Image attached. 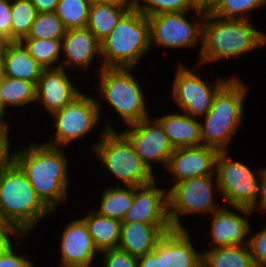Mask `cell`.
<instances>
[{
	"label": "cell",
	"instance_id": "48",
	"mask_svg": "<svg viewBox=\"0 0 266 267\" xmlns=\"http://www.w3.org/2000/svg\"><path fill=\"white\" fill-rule=\"evenodd\" d=\"M0 91H1V81H0ZM5 110H6V108L3 105L2 96H1V92H0V116L2 118L4 117Z\"/></svg>",
	"mask_w": 266,
	"mask_h": 267
},
{
	"label": "cell",
	"instance_id": "31",
	"mask_svg": "<svg viewBox=\"0 0 266 267\" xmlns=\"http://www.w3.org/2000/svg\"><path fill=\"white\" fill-rule=\"evenodd\" d=\"M20 42L43 69H54L52 64L60 59L61 39H22Z\"/></svg>",
	"mask_w": 266,
	"mask_h": 267
},
{
	"label": "cell",
	"instance_id": "18",
	"mask_svg": "<svg viewBox=\"0 0 266 267\" xmlns=\"http://www.w3.org/2000/svg\"><path fill=\"white\" fill-rule=\"evenodd\" d=\"M61 51L65 54V61L55 68L66 69L64 66L74 64L85 70L96 55L101 56V42L87 27L70 29L61 39Z\"/></svg>",
	"mask_w": 266,
	"mask_h": 267
},
{
	"label": "cell",
	"instance_id": "13",
	"mask_svg": "<svg viewBox=\"0 0 266 267\" xmlns=\"http://www.w3.org/2000/svg\"><path fill=\"white\" fill-rule=\"evenodd\" d=\"M127 126L129 129L122 131V134L130 141L135 152L146 166L153 171L151 164L158 161L167 167L174 147L156 118L150 120L148 117Z\"/></svg>",
	"mask_w": 266,
	"mask_h": 267
},
{
	"label": "cell",
	"instance_id": "17",
	"mask_svg": "<svg viewBox=\"0 0 266 267\" xmlns=\"http://www.w3.org/2000/svg\"><path fill=\"white\" fill-rule=\"evenodd\" d=\"M63 68L44 69L36 84V101L50 114L62 109L81 91L72 84Z\"/></svg>",
	"mask_w": 266,
	"mask_h": 267
},
{
	"label": "cell",
	"instance_id": "22",
	"mask_svg": "<svg viewBox=\"0 0 266 267\" xmlns=\"http://www.w3.org/2000/svg\"><path fill=\"white\" fill-rule=\"evenodd\" d=\"M2 59L6 77L27 80L35 85L44 70L20 41L9 42Z\"/></svg>",
	"mask_w": 266,
	"mask_h": 267
},
{
	"label": "cell",
	"instance_id": "23",
	"mask_svg": "<svg viewBox=\"0 0 266 267\" xmlns=\"http://www.w3.org/2000/svg\"><path fill=\"white\" fill-rule=\"evenodd\" d=\"M174 148L202 145L200 123L187 114L172 113L156 119Z\"/></svg>",
	"mask_w": 266,
	"mask_h": 267
},
{
	"label": "cell",
	"instance_id": "34",
	"mask_svg": "<svg viewBox=\"0 0 266 267\" xmlns=\"http://www.w3.org/2000/svg\"><path fill=\"white\" fill-rule=\"evenodd\" d=\"M263 5H266V0H222L212 14L223 19L249 20L248 16H245Z\"/></svg>",
	"mask_w": 266,
	"mask_h": 267
},
{
	"label": "cell",
	"instance_id": "50",
	"mask_svg": "<svg viewBox=\"0 0 266 267\" xmlns=\"http://www.w3.org/2000/svg\"><path fill=\"white\" fill-rule=\"evenodd\" d=\"M6 241L0 236V248L3 246V244L5 243Z\"/></svg>",
	"mask_w": 266,
	"mask_h": 267
},
{
	"label": "cell",
	"instance_id": "4",
	"mask_svg": "<svg viewBox=\"0 0 266 267\" xmlns=\"http://www.w3.org/2000/svg\"><path fill=\"white\" fill-rule=\"evenodd\" d=\"M247 88L237 77L229 80L217 91L212 107L200 123L201 140L205 146L228 151L227 144L242 122Z\"/></svg>",
	"mask_w": 266,
	"mask_h": 267
},
{
	"label": "cell",
	"instance_id": "2",
	"mask_svg": "<svg viewBox=\"0 0 266 267\" xmlns=\"http://www.w3.org/2000/svg\"><path fill=\"white\" fill-rule=\"evenodd\" d=\"M263 45H266V33L252 27L250 20L205 14L198 64L238 57Z\"/></svg>",
	"mask_w": 266,
	"mask_h": 267
},
{
	"label": "cell",
	"instance_id": "36",
	"mask_svg": "<svg viewBox=\"0 0 266 267\" xmlns=\"http://www.w3.org/2000/svg\"><path fill=\"white\" fill-rule=\"evenodd\" d=\"M248 247L255 267L266 266V226L248 237Z\"/></svg>",
	"mask_w": 266,
	"mask_h": 267
},
{
	"label": "cell",
	"instance_id": "5",
	"mask_svg": "<svg viewBox=\"0 0 266 267\" xmlns=\"http://www.w3.org/2000/svg\"><path fill=\"white\" fill-rule=\"evenodd\" d=\"M148 17L133 9L128 10L111 33L101 41L100 70L103 67L134 68L149 48Z\"/></svg>",
	"mask_w": 266,
	"mask_h": 267
},
{
	"label": "cell",
	"instance_id": "37",
	"mask_svg": "<svg viewBox=\"0 0 266 267\" xmlns=\"http://www.w3.org/2000/svg\"><path fill=\"white\" fill-rule=\"evenodd\" d=\"M12 242H5L0 248V267H34L31 260L14 252Z\"/></svg>",
	"mask_w": 266,
	"mask_h": 267
},
{
	"label": "cell",
	"instance_id": "21",
	"mask_svg": "<svg viewBox=\"0 0 266 267\" xmlns=\"http://www.w3.org/2000/svg\"><path fill=\"white\" fill-rule=\"evenodd\" d=\"M211 237L213 247L248 244L247 235L251 232L248 220L223 206L213 212Z\"/></svg>",
	"mask_w": 266,
	"mask_h": 267
},
{
	"label": "cell",
	"instance_id": "14",
	"mask_svg": "<svg viewBox=\"0 0 266 267\" xmlns=\"http://www.w3.org/2000/svg\"><path fill=\"white\" fill-rule=\"evenodd\" d=\"M218 150L205 146L174 148L167 168L172 173L174 183L195 177L215 175Z\"/></svg>",
	"mask_w": 266,
	"mask_h": 267
},
{
	"label": "cell",
	"instance_id": "40",
	"mask_svg": "<svg viewBox=\"0 0 266 267\" xmlns=\"http://www.w3.org/2000/svg\"><path fill=\"white\" fill-rule=\"evenodd\" d=\"M221 3L222 0H192L194 12H201L204 14L213 13Z\"/></svg>",
	"mask_w": 266,
	"mask_h": 267
},
{
	"label": "cell",
	"instance_id": "7",
	"mask_svg": "<svg viewBox=\"0 0 266 267\" xmlns=\"http://www.w3.org/2000/svg\"><path fill=\"white\" fill-rule=\"evenodd\" d=\"M111 126H105L102 140L93 147L106 169L119 179L123 186L136 187L156 180L154 171L140 159L130 141L122 133H116Z\"/></svg>",
	"mask_w": 266,
	"mask_h": 267
},
{
	"label": "cell",
	"instance_id": "45",
	"mask_svg": "<svg viewBox=\"0 0 266 267\" xmlns=\"http://www.w3.org/2000/svg\"><path fill=\"white\" fill-rule=\"evenodd\" d=\"M257 210L266 211V169L264 168V172L262 175V187H261V199L260 203L257 206Z\"/></svg>",
	"mask_w": 266,
	"mask_h": 267
},
{
	"label": "cell",
	"instance_id": "9",
	"mask_svg": "<svg viewBox=\"0 0 266 267\" xmlns=\"http://www.w3.org/2000/svg\"><path fill=\"white\" fill-rule=\"evenodd\" d=\"M214 180L216 185L213 184ZM214 186L218 189L216 175L195 177L174 183L167 192L168 219L173 229H188L181 224L180 214L212 213L222 208L214 203Z\"/></svg>",
	"mask_w": 266,
	"mask_h": 267
},
{
	"label": "cell",
	"instance_id": "28",
	"mask_svg": "<svg viewBox=\"0 0 266 267\" xmlns=\"http://www.w3.org/2000/svg\"><path fill=\"white\" fill-rule=\"evenodd\" d=\"M1 96L4 107L24 106L36 102V85L33 82L4 77L1 80Z\"/></svg>",
	"mask_w": 266,
	"mask_h": 267
},
{
	"label": "cell",
	"instance_id": "25",
	"mask_svg": "<svg viewBox=\"0 0 266 267\" xmlns=\"http://www.w3.org/2000/svg\"><path fill=\"white\" fill-rule=\"evenodd\" d=\"M202 267H255L248 244L212 247L202 252Z\"/></svg>",
	"mask_w": 266,
	"mask_h": 267
},
{
	"label": "cell",
	"instance_id": "38",
	"mask_svg": "<svg viewBox=\"0 0 266 267\" xmlns=\"http://www.w3.org/2000/svg\"><path fill=\"white\" fill-rule=\"evenodd\" d=\"M0 33L11 42V0H0Z\"/></svg>",
	"mask_w": 266,
	"mask_h": 267
},
{
	"label": "cell",
	"instance_id": "19",
	"mask_svg": "<svg viewBox=\"0 0 266 267\" xmlns=\"http://www.w3.org/2000/svg\"><path fill=\"white\" fill-rule=\"evenodd\" d=\"M171 224L121 222L118 248L140 257L153 252L159 239L172 230Z\"/></svg>",
	"mask_w": 266,
	"mask_h": 267
},
{
	"label": "cell",
	"instance_id": "32",
	"mask_svg": "<svg viewBox=\"0 0 266 267\" xmlns=\"http://www.w3.org/2000/svg\"><path fill=\"white\" fill-rule=\"evenodd\" d=\"M66 29L55 12L37 13L27 37L23 39H62Z\"/></svg>",
	"mask_w": 266,
	"mask_h": 267
},
{
	"label": "cell",
	"instance_id": "26",
	"mask_svg": "<svg viewBox=\"0 0 266 267\" xmlns=\"http://www.w3.org/2000/svg\"><path fill=\"white\" fill-rule=\"evenodd\" d=\"M133 8L92 2L86 27L101 42L111 33L120 18Z\"/></svg>",
	"mask_w": 266,
	"mask_h": 267
},
{
	"label": "cell",
	"instance_id": "42",
	"mask_svg": "<svg viewBox=\"0 0 266 267\" xmlns=\"http://www.w3.org/2000/svg\"><path fill=\"white\" fill-rule=\"evenodd\" d=\"M8 137V135H0V171L12 161Z\"/></svg>",
	"mask_w": 266,
	"mask_h": 267
},
{
	"label": "cell",
	"instance_id": "12",
	"mask_svg": "<svg viewBox=\"0 0 266 267\" xmlns=\"http://www.w3.org/2000/svg\"><path fill=\"white\" fill-rule=\"evenodd\" d=\"M229 80L221 78L211 87L207 82L187 69L178 65L172 96L185 114L194 118H203L211 109L217 91Z\"/></svg>",
	"mask_w": 266,
	"mask_h": 267
},
{
	"label": "cell",
	"instance_id": "6",
	"mask_svg": "<svg viewBox=\"0 0 266 267\" xmlns=\"http://www.w3.org/2000/svg\"><path fill=\"white\" fill-rule=\"evenodd\" d=\"M227 153L219 151L216 157L215 175L218 192L224 202L244 215H250L256 211L260 203L264 169L258 171L259 177H257L255 175L257 173H254L249 166L231 160Z\"/></svg>",
	"mask_w": 266,
	"mask_h": 267
},
{
	"label": "cell",
	"instance_id": "15",
	"mask_svg": "<svg viewBox=\"0 0 266 267\" xmlns=\"http://www.w3.org/2000/svg\"><path fill=\"white\" fill-rule=\"evenodd\" d=\"M156 180L134 187V199L122 222L170 224L167 192L156 187Z\"/></svg>",
	"mask_w": 266,
	"mask_h": 267
},
{
	"label": "cell",
	"instance_id": "3",
	"mask_svg": "<svg viewBox=\"0 0 266 267\" xmlns=\"http://www.w3.org/2000/svg\"><path fill=\"white\" fill-rule=\"evenodd\" d=\"M0 208L20 234H29L41 219L52 213L13 161L0 171Z\"/></svg>",
	"mask_w": 266,
	"mask_h": 267
},
{
	"label": "cell",
	"instance_id": "27",
	"mask_svg": "<svg viewBox=\"0 0 266 267\" xmlns=\"http://www.w3.org/2000/svg\"><path fill=\"white\" fill-rule=\"evenodd\" d=\"M127 188V189H126ZM134 199V187L111 186L103 191L100 207L96 211L99 215L123 221Z\"/></svg>",
	"mask_w": 266,
	"mask_h": 267
},
{
	"label": "cell",
	"instance_id": "39",
	"mask_svg": "<svg viewBox=\"0 0 266 267\" xmlns=\"http://www.w3.org/2000/svg\"><path fill=\"white\" fill-rule=\"evenodd\" d=\"M137 267H162V237L153 252L138 257Z\"/></svg>",
	"mask_w": 266,
	"mask_h": 267
},
{
	"label": "cell",
	"instance_id": "20",
	"mask_svg": "<svg viewBox=\"0 0 266 267\" xmlns=\"http://www.w3.org/2000/svg\"><path fill=\"white\" fill-rule=\"evenodd\" d=\"M162 267H202V253L191 244L188 229H172L162 236Z\"/></svg>",
	"mask_w": 266,
	"mask_h": 267
},
{
	"label": "cell",
	"instance_id": "43",
	"mask_svg": "<svg viewBox=\"0 0 266 267\" xmlns=\"http://www.w3.org/2000/svg\"><path fill=\"white\" fill-rule=\"evenodd\" d=\"M38 13L55 12L59 0H31Z\"/></svg>",
	"mask_w": 266,
	"mask_h": 267
},
{
	"label": "cell",
	"instance_id": "11",
	"mask_svg": "<svg viewBox=\"0 0 266 267\" xmlns=\"http://www.w3.org/2000/svg\"><path fill=\"white\" fill-rule=\"evenodd\" d=\"M186 12H171L148 16L150 44L175 49L192 48L197 45V41H202L205 14L196 12L199 21L192 24L186 19Z\"/></svg>",
	"mask_w": 266,
	"mask_h": 267
},
{
	"label": "cell",
	"instance_id": "41",
	"mask_svg": "<svg viewBox=\"0 0 266 267\" xmlns=\"http://www.w3.org/2000/svg\"><path fill=\"white\" fill-rule=\"evenodd\" d=\"M27 236V234H20L9 222L8 220L5 218V216L3 215V212L0 208V236L6 241H11V235L12 236Z\"/></svg>",
	"mask_w": 266,
	"mask_h": 267
},
{
	"label": "cell",
	"instance_id": "47",
	"mask_svg": "<svg viewBox=\"0 0 266 267\" xmlns=\"http://www.w3.org/2000/svg\"><path fill=\"white\" fill-rule=\"evenodd\" d=\"M9 42L10 41L0 33V56L3 55L5 48Z\"/></svg>",
	"mask_w": 266,
	"mask_h": 267
},
{
	"label": "cell",
	"instance_id": "16",
	"mask_svg": "<svg viewBox=\"0 0 266 267\" xmlns=\"http://www.w3.org/2000/svg\"><path fill=\"white\" fill-rule=\"evenodd\" d=\"M62 267H90L99 250L95 247L82 218L70 222L60 244Z\"/></svg>",
	"mask_w": 266,
	"mask_h": 267
},
{
	"label": "cell",
	"instance_id": "8",
	"mask_svg": "<svg viewBox=\"0 0 266 267\" xmlns=\"http://www.w3.org/2000/svg\"><path fill=\"white\" fill-rule=\"evenodd\" d=\"M132 68L103 67L99 69V93L127 125L149 117L141 84Z\"/></svg>",
	"mask_w": 266,
	"mask_h": 267
},
{
	"label": "cell",
	"instance_id": "35",
	"mask_svg": "<svg viewBox=\"0 0 266 267\" xmlns=\"http://www.w3.org/2000/svg\"><path fill=\"white\" fill-rule=\"evenodd\" d=\"M103 254V267H137L138 258L119 248L106 249Z\"/></svg>",
	"mask_w": 266,
	"mask_h": 267
},
{
	"label": "cell",
	"instance_id": "44",
	"mask_svg": "<svg viewBox=\"0 0 266 267\" xmlns=\"http://www.w3.org/2000/svg\"><path fill=\"white\" fill-rule=\"evenodd\" d=\"M99 4H111L122 7H134L135 0H91Z\"/></svg>",
	"mask_w": 266,
	"mask_h": 267
},
{
	"label": "cell",
	"instance_id": "29",
	"mask_svg": "<svg viewBox=\"0 0 266 267\" xmlns=\"http://www.w3.org/2000/svg\"><path fill=\"white\" fill-rule=\"evenodd\" d=\"M37 13L31 0H11V41L27 37Z\"/></svg>",
	"mask_w": 266,
	"mask_h": 267
},
{
	"label": "cell",
	"instance_id": "49",
	"mask_svg": "<svg viewBox=\"0 0 266 267\" xmlns=\"http://www.w3.org/2000/svg\"><path fill=\"white\" fill-rule=\"evenodd\" d=\"M5 77L4 75V63L2 56H0V81Z\"/></svg>",
	"mask_w": 266,
	"mask_h": 267
},
{
	"label": "cell",
	"instance_id": "46",
	"mask_svg": "<svg viewBox=\"0 0 266 267\" xmlns=\"http://www.w3.org/2000/svg\"><path fill=\"white\" fill-rule=\"evenodd\" d=\"M9 133V124L4 121V118L0 116V135H8Z\"/></svg>",
	"mask_w": 266,
	"mask_h": 267
},
{
	"label": "cell",
	"instance_id": "1",
	"mask_svg": "<svg viewBox=\"0 0 266 267\" xmlns=\"http://www.w3.org/2000/svg\"><path fill=\"white\" fill-rule=\"evenodd\" d=\"M27 147L12 153V161L26 175L41 201L53 212L59 203L67 199V157L60 147L45 143H31Z\"/></svg>",
	"mask_w": 266,
	"mask_h": 267
},
{
	"label": "cell",
	"instance_id": "24",
	"mask_svg": "<svg viewBox=\"0 0 266 267\" xmlns=\"http://www.w3.org/2000/svg\"><path fill=\"white\" fill-rule=\"evenodd\" d=\"M99 252L118 248L121 222L116 219L99 215L96 211L82 217Z\"/></svg>",
	"mask_w": 266,
	"mask_h": 267
},
{
	"label": "cell",
	"instance_id": "33",
	"mask_svg": "<svg viewBox=\"0 0 266 267\" xmlns=\"http://www.w3.org/2000/svg\"><path fill=\"white\" fill-rule=\"evenodd\" d=\"M134 9L148 17L162 13L193 11L194 6L192 0H135Z\"/></svg>",
	"mask_w": 266,
	"mask_h": 267
},
{
	"label": "cell",
	"instance_id": "10",
	"mask_svg": "<svg viewBox=\"0 0 266 267\" xmlns=\"http://www.w3.org/2000/svg\"><path fill=\"white\" fill-rule=\"evenodd\" d=\"M99 103L101 104L97 98L80 92L62 109L51 114L56 119L54 123L56 138L54 141L44 143L53 147H65L87 134L99 123L101 114Z\"/></svg>",
	"mask_w": 266,
	"mask_h": 267
},
{
	"label": "cell",
	"instance_id": "30",
	"mask_svg": "<svg viewBox=\"0 0 266 267\" xmlns=\"http://www.w3.org/2000/svg\"><path fill=\"white\" fill-rule=\"evenodd\" d=\"M91 0H59L56 15L66 30L87 26Z\"/></svg>",
	"mask_w": 266,
	"mask_h": 267
}]
</instances>
